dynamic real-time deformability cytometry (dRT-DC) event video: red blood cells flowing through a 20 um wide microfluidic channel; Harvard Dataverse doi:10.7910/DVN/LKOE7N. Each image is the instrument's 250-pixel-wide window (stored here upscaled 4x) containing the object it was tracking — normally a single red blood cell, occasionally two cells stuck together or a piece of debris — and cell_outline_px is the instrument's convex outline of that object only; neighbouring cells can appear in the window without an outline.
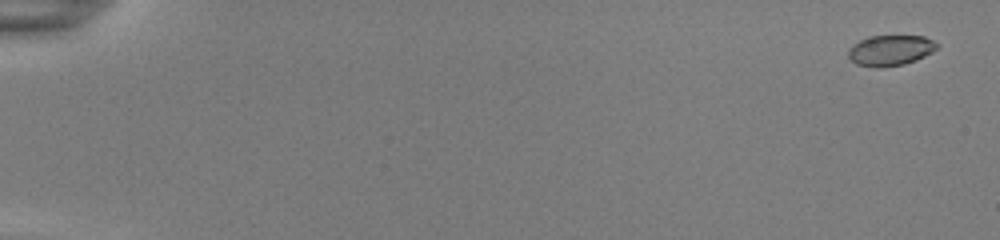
{"species": "common noctule bat (a hibernating species)", "species_latin": "Nyctalus noctula", "temperature_condition": "room temperature", "stored_images_in_passage": 55, "camera_frame_rate_fps": 3000, "um_per_image_px": 0.085, "animal": {"sex": "female", "body_mass_g": 22.0, "forearm_length_mm": 56.7}, "frame": {"image": 1, "passage_image": 3, "time_ms": 0.667, "image_size_px": [1000, 240], "cell_outline_px": [[940, 44], [932, 52], [916, 60], [904, 64], [876, 68], [856, 64], [848, 56], [848, 52], [852, 44], [868, 36], [924, 36]], "centroid_in_image_um": [75.68, 4.28], "position_along_channel_um": 9.3, "area_um2": 15.78}}
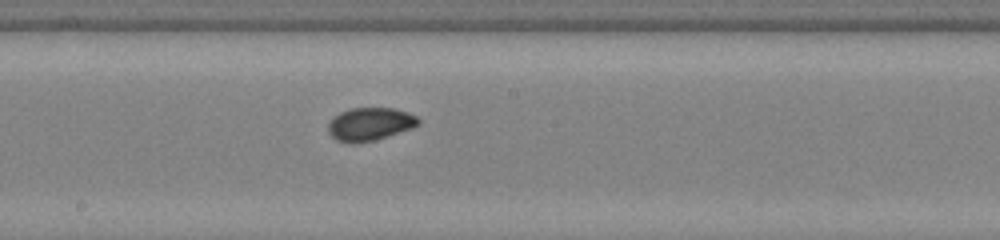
{"frame": {"image": 2, "passage_image": 33, "time_ms": 10.667, "image_size_px": [1000, 240], "cell_outline_px": [[420, 124], [412, 128], [376, 140], [352, 144], [336, 140], [328, 132], [328, 124], [340, 112], [352, 108], [392, 108], [408, 112], [416, 116], [420, 120]], "centroid_in_image_um": [31.46, 10.56], "position_along_channel_um": 216.7, "area_um2": 17.34}}
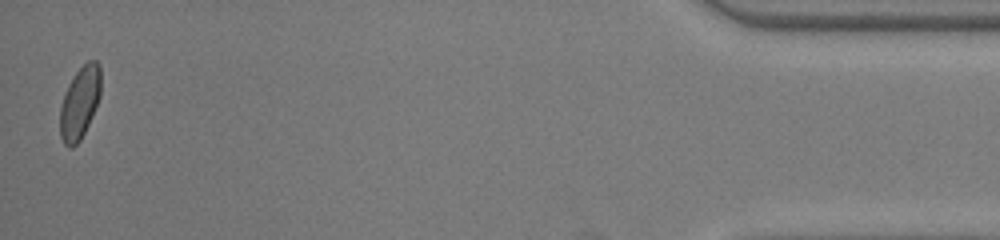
{"frame": {"image": 3, "passage_image": 55, "time_ms": 18.0, "image_size_px": [1000, 240], "cell_outline_px": [[100, 96], [92, 116], [80, 140], [72, 148], [68, 148], [64, 144], [60, 136], [60, 108], [64, 92], [68, 84], [76, 72], [88, 60], [96, 60], [100, 64]], "centroid_in_image_um": [6.77, 8.73], "position_along_channel_um": 428.4, "area_um2": 17.17}, "authors_computed_cell_mechanics": {"area_um2": 16.5308, "velocity_mm_per_s": 3.8861, "shape_relaxation_time_tau1_ms": 2.832, "shape_relaxation_time_tau2_ms": 0.8406, "deformation_change_tau1": 0.0974, "deformation_change_tau2": 0.0319}}